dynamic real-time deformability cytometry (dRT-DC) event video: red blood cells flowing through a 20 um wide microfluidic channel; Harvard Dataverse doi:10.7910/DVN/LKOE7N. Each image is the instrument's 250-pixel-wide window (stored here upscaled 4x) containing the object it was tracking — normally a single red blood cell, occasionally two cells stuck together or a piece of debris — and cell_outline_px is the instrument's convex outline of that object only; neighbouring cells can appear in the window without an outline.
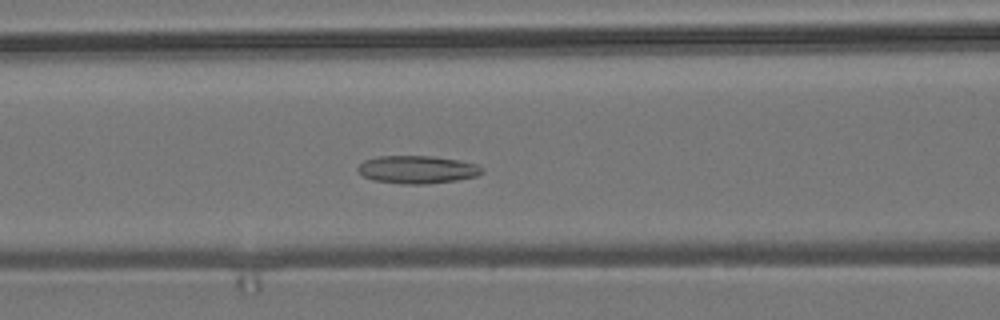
{"species": "common noctule bat (a hibernating species)", "species_latin": "Nyctalus noctula", "temperature_condition": "room temperature", "stored_images_in_passage": 45, "camera_frame_rate_fps": 3000, "um_per_image_px": 0.085, "animal": {"sex": "male", "body_mass_g": 19.2, "forearm_length_mm": 51.8}, "frame": {"image": 1, "passage_image": 17, "time_ms": 5.333, "image_size_px": [1000, 320], "cell_outline_px": [[484, 172], [476, 176], [456, 180], [428, 184], [400, 184], [372, 180], [364, 176], [356, 168], [364, 160], [376, 156], [432, 156], [460, 160], [476, 164], [484, 168]], "centroid_in_image_um": [35.47, 14.41], "position_along_channel_um": 131.1, "area_um2": 20.29}}
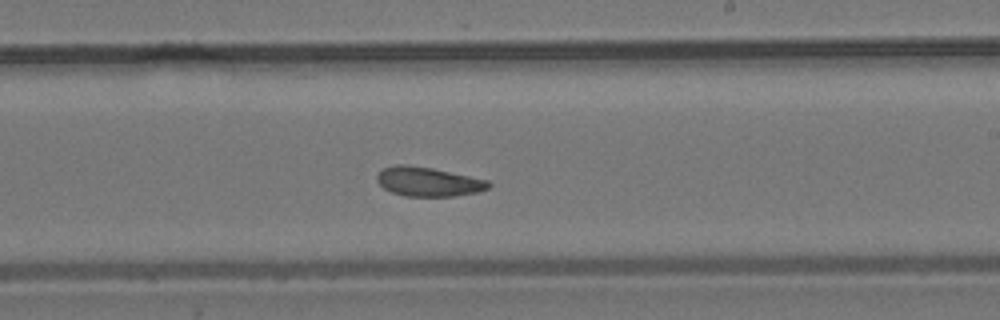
{"frame": {"image": 2, "passage_image": 27, "time_ms": 8.667, "image_size_px": [1000, 320], "cell_outline_px": [[492, 184], [488, 188], [476, 192], [456, 196], [404, 196], [392, 192], [384, 188], [376, 180], [376, 176], [384, 168], [396, 164], [408, 164], [432, 168], [488, 180]], "centroid_in_image_um": [36.39, 15.44], "position_along_channel_um": 252.6, "area_um2": 18.96}}
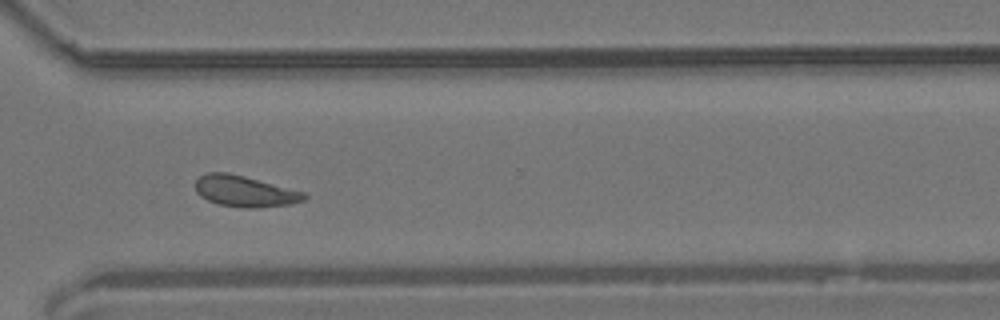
{"frame": {"image": 3, "passage_image": 35, "time_ms": 11.333, "image_size_px": [1000, 320], "cell_outline_px": [[308, 196], [304, 200], [288, 204], [256, 208], [244, 208], [220, 204], [208, 200], [200, 196], [196, 192], [196, 180], [204, 172], [228, 172], [244, 176], [304, 192]], "centroid_in_image_um": [20.77, 16.25], "position_along_channel_um": 349.8, "area_um2": 19.54}, "authors_computed_cell_mechanics": {"area_um2": 21.2126, "velocity_mm_per_s": 3.6468, "shape_relaxation_time_tau1_ms": 5.5836, "shape_relaxation_time_tau2_ms": 5.3493, "deformation_change_tau1": 0.1415, "deformation_change_tau2": 0.1225}}